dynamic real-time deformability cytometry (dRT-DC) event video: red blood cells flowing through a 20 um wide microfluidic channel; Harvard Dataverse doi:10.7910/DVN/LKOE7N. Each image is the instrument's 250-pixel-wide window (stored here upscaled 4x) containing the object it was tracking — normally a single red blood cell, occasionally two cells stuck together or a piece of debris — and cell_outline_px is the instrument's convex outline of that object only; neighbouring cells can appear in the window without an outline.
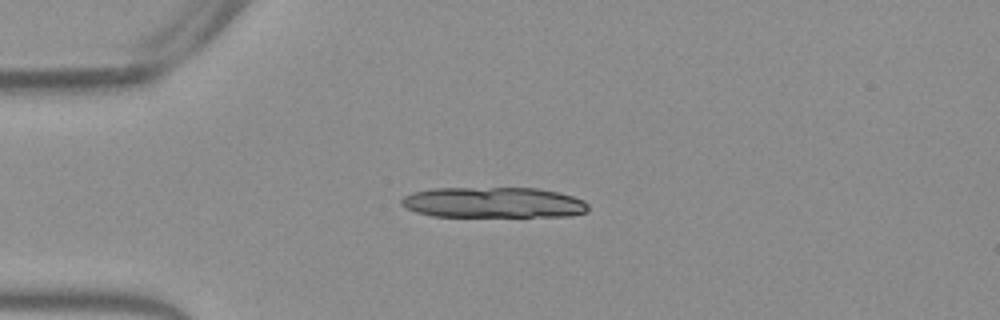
{"species": "Egyptian fruit bat (a non-hibernating species)", "species_latin": "Rousettus aegyptiacus", "temperature_condition": "warm", "stored_images_in_passage": 15, "camera_frame_rate_fps": 3000, "um_per_image_px": 0.085, "frame": {"image": 1, "passage_image": 11, "time_ms": 3.333, "image_size_px": [1000, 320], "cell_outline_px": [[588, 212], [572, 216], [432, 216], [416, 212], [400, 204], [400, 200], [404, 196], [412, 192], [432, 188], [536, 188], [560, 192], [584, 200], [588, 204]], "centroid_in_image_um": [41.96, 17.21], "position_along_channel_um": 43.0, "area_um2": 33.58}}